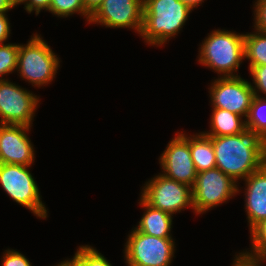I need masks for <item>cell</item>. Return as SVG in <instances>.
<instances>
[{
	"instance_id": "cell-5",
	"label": "cell",
	"mask_w": 266,
	"mask_h": 266,
	"mask_svg": "<svg viewBox=\"0 0 266 266\" xmlns=\"http://www.w3.org/2000/svg\"><path fill=\"white\" fill-rule=\"evenodd\" d=\"M29 167L0 163V185L13 201L32 211L36 217L46 219L48 213Z\"/></svg>"
},
{
	"instance_id": "cell-15",
	"label": "cell",
	"mask_w": 266,
	"mask_h": 266,
	"mask_svg": "<svg viewBox=\"0 0 266 266\" xmlns=\"http://www.w3.org/2000/svg\"><path fill=\"white\" fill-rule=\"evenodd\" d=\"M139 204L145 209V212L135 229L150 236L172 238L170 232L173 215L148 205L141 197Z\"/></svg>"
},
{
	"instance_id": "cell-8",
	"label": "cell",
	"mask_w": 266,
	"mask_h": 266,
	"mask_svg": "<svg viewBox=\"0 0 266 266\" xmlns=\"http://www.w3.org/2000/svg\"><path fill=\"white\" fill-rule=\"evenodd\" d=\"M141 198L150 206L174 215L189 206L194 210L192 187L159 173L145 183Z\"/></svg>"
},
{
	"instance_id": "cell-19",
	"label": "cell",
	"mask_w": 266,
	"mask_h": 266,
	"mask_svg": "<svg viewBox=\"0 0 266 266\" xmlns=\"http://www.w3.org/2000/svg\"><path fill=\"white\" fill-rule=\"evenodd\" d=\"M246 128L255 131L266 141V98L254 96L246 118Z\"/></svg>"
},
{
	"instance_id": "cell-4",
	"label": "cell",
	"mask_w": 266,
	"mask_h": 266,
	"mask_svg": "<svg viewBox=\"0 0 266 266\" xmlns=\"http://www.w3.org/2000/svg\"><path fill=\"white\" fill-rule=\"evenodd\" d=\"M37 33L25 45L19 44L17 73L32 86L41 87L50 84L55 78L60 58Z\"/></svg>"
},
{
	"instance_id": "cell-16",
	"label": "cell",
	"mask_w": 266,
	"mask_h": 266,
	"mask_svg": "<svg viewBox=\"0 0 266 266\" xmlns=\"http://www.w3.org/2000/svg\"><path fill=\"white\" fill-rule=\"evenodd\" d=\"M210 119L211 130L203 132L207 136H228L237 135L246 128V120L242 116L223 110L212 108Z\"/></svg>"
},
{
	"instance_id": "cell-31",
	"label": "cell",
	"mask_w": 266,
	"mask_h": 266,
	"mask_svg": "<svg viewBox=\"0 0 266 266\" xmlns=\"http://www.w3.org/2000/svg\"><path fill=\"white\" fill-rule=\"evenodd\" d=\"M17 6L15 0H0V13H6Z\"/></svg>"
},
{
	"instance_id": "cell-27",
	"label": "cell",
	"mask_w": 266,
	"mask_h": 266,
	"mask_svg": "<svg viewBox=\"0 0 266 266\" xmlns=\"http://www.w3.org/2000/svg\"><path fill=\"white\" fill-rule=\"evenodd\" d=\"M234 258L232 266H261L266 261V257L256 256L246 251L240 252Z\"/></svg>"
},
{
	"instance_id": "cell-9",
	"label": "cell",
	"mask_w": 266,
	"mask_h": 266,
	"mask_svg": "<svg viewBox=\"0 0 266 266\" xmlns=\"http://www.w3.org/2000/svg\"><path fill=\"white\" fill-rule=\"evenodd\" d=\"M39 96L10 82L0 80V124L33 126Z\"/></svg>"
},
{
	"instance_id": "cell-18",
	"label": "cell",
	"mask_w": 266,
	"mask_h": 266,
	"mask_svg": "<svg viewBox=\"0 0 266 266\" xmlns=\"http://www.w3.org/2000/svg\"><path fill=\"white\" fill-rule=\"evenodd\" d=\"M254 30L244 34V58L250 61L248 69L266 65V32Z\"/></svg>"
},
{
	"instance_id": "cell-28",
	"label": "cell",
	"mask_w": 266,
	"mask_h": 266,
	"mask_svg": "<svg viewBox=\"0 0 266 266\" xmlns=\"http://www.w3.org/2000/svg\"><path fill=\"white\" fill-rule=\"evenodd\" d=\"M52 0H19L17 5L24 4V9L27 13L35 11L36 16L40 13L41 10H49Z\"/></svg>"
},
{
	"instance_id": "cell-17",
	"label": "cell",
	"mask_w": 266,
	"mask_h": 266,
	"mask_svg": "<svg viewBox=\"0 0 266 266\" xmlns=\"http://www.w3.org/2000/svg\"><path fill=\"white\" fill-rule=\"evenodd\" d=\"M189 149L197 173L216 168L212 140L203 132L189 136Z\"/></svg>"
},
{
	"instance_id": "cell-2",
	"label": "cell",
	"mask_w": 266,
	"mask_h": 266,
	"mask_svg": "<svg viewBox=\"0 0 266 266\" xmlns=\"http://www.w3.org/2000/svg\"><path fill=\"white\" fill-rule=\"evenodd\" d=\"M192 10L179 0H143L140 36L152 46H162L182 30ZM176 35V36H175Z\"/></svg>"
},
{
	"instance_id": "cell-6",
	"label": "cell",
	"mask_w": 266,
	"mask_h": 266,
	"mask_svg": "<svg viewBox=\"0 0 266 266\" xmlns=\"http://www.w3.org/2000/svg\"><path fill=\"white\" fill-rule=\"evenodd\" d=\"M124 246L127 266H170L176 250L173 238L150 236L135 228Z\"/></svg>"
},
{
	"instance_id": "cell-11",
	"label": "cell",
	"mask_w": 266,
	"mask_h": 266,
	"mask_svg": "<svg viewBox=\"0 0 266 266\" xmlns=\"http://www.w3.org/2000/svg\"><path fill=\"white\" fill-rule=\"evenodd\" d=\"M161 174L169 179L193 187L197 171L189 149V136L182 131L167 144L159 158Z\"/></svg>"
},
{
	"instance_id": "cell-12",
	"label": "cell",
	"mask_w": 266,
	"mask_h": 266,
	"mask_svg": "<svg viewBox=\"0 0 266 266\" xmlns=\"http://www.w3.org/2000/svg\"><path fill=\"white\" fill-rule=\"evenodd\" d=\"M131 28L139 35L143 25V0H104L91 15L89 24Z\"/></svg>"
},
{
	"instance_id": "cell-33",
	"label": "cell",
	"mask_w": 266,
	"mask_h": 266,
	"mask_svg": "<svg viewBox=\"0 0 266 266\" xmlns=\"http://www.w3.org/2000/svg\"><path fill=\"white\" fill-rule=\"evenodd\" d=\"M56 266H77L71 259H65L64 261H61Z\"/></svg>"
},
{
	"instance_id": "cell-7",
	"label": "cell",
	"mask_w": 266,
	"mask_h": 266,
	"mask_svg": "<svg viewBox=\"0 0 266 266\" xmlns=\"http://www.w3.org/2000/svg\"><path fill=\"white\" fill-rule=\"evenodd\" d=\"M237 184L218 168L197 173L192 187L194 213L203 214L235 197L240 192Z\"/></svg>"
},
{
	"instance_id": "cell-21",
	"label": "cell",
	"mask_w": 266,
	"mask_h": 266,
	"mask_svg": "<svg viewBox=\"0 0 266 266\" xmlns=\"http://www.w3.org/2000/svg\"><path fill=\"white\" fill-rule=\"evenodd\" d=\"M77 266H112L110 262L92 246H79L71 259Z\"/></svg>"
},
{
	"instance_id": "cell-32",
	"label": "cell",
	"mask_w": 266,
	"mask_h": 266,
	"mask_svg": "<svg viewBox=\"0 0 266 266\" xmlns=\"http://www.w3.org/2000/svg\"><path fill=\"white\" fill-rule=\"evenodd\" d=\"M179 1L187 5L191 10H194L199 5H201L202 2H204V0H179Z\"/></svg>"
},
{
	"instance_id": "cell-3",
	"label": "cell",
	"mask_w": 266,
	"mask_h": 266,
	"mask_svg": "<svg viewBox=\"0 0 266 266\" xmlns=\"http://www.w3.org/2000/svg\"><path fill=\"white\" fill-rule=\"evenodd\" d=\"M199 47L198 62L214 70L219 77H236L244 58V34L216 29ZM235 75H234V74Z\"/></svg>"
},
{
	"instance_id": "cell-22",
	"label": "cell",
	"mask_w": 266,
	"mask_h": 266,
	"mask_svg": "<svg viewBox=\"0 0 266 266\" xmlns=\"http://www.w3.org/2000/svg\"><path fill=\"white\" fill-rule=\"evenodd\" d=\"M18 54L19 44H0V80H5L4 75L17 70Z\"/></svg>"
},
{
	"instance_id": "cell-10",
	"label": "cell",
	"mask_w": 266,
	"mask_h": 266,
	"mask_svg": "<svg viewBox=\"0 0 266 266\" xmlns=\"http://www.w3.org/2000/svg\"><path fill=\"white\" fill-rule=\"evenodd\" d=\"M208 89H210L212 108H220L236 113L246 120L255 96L251 82L240 76H218Z\"/></svg>"
},
{
	"instance_id": "cell-29",
	"label": "cell",
	"mask_w": 266,
	"mask_h": 266,
	"mask_svg": "<svg viewBox=\"0 0 266 266\" xmlns=\"http://www.w3.org/2000/svg\"><path fill=\"white\" fill-rule=\"evenodd\" d=\"M10 23L6 13H0V44L7 41L10 36Z\"/></svg>"
},
{
	"instance_id": "cell-30",
	"label": "cell",
	"mask_w": 266,
	"mask_h": 266,
	"mask_svg": "<svg viewBox=\"0 0 266 266\" xmlns=\"http://www.w3.org/2000/svg\"><path fill=\"white\" fill-rule=\"evenodd\" d=\"M104 0H83L85 10L92 15Z\"/></svg>"
},
{
	"instance_id": "cell-26",
	"label": "cell",
	"mask_w": 266,
	"mask_h": 266,
	"mask_svg": "<svg viewBox=\"0 0 266 266\" xmlns=\"http://www.w3.org/2000/svg\"><path fill=\"white\" fill-rule=\"evenodd\" d=\"M254 7V28L266 32V0H256Z\"/></svg>"
},
{
	"instance_id": "cell-1",
	"label": "cell",
	"mask_w": 266,
	"mask_h": 266,
	"mask_svg": "<svg viewBox=\"0 0 266 266\" xmlns=\"http://www.w3.org/2000/svg\"><path fill=\"white\" fill-rule=\"evenodd\" d=\"M209 137L216 168L236 182L246 179L266 163V141L253 130L245 128L237 135Z\"/></svg>"
},
{
	"instance_id": "cell-23",
	"label": "cell",
	"mask_w": 266,
	"mask_h": 266,
	"mask_svg": "<svg viewBox=\"0 0 266 266\" xmlns=\"http://www.w3.org/2000/svg\"><path fill=\"white\" fill-rule=\"evenodd\" d=\"M250 236L251 250H246V252L266 257V219L250 230Z\"/></svg>"
},
{
	"instance_id": "cell-14",
	"label": "cell",
	"mask_w": 266,
	"mask_h": 266,
	"mask_svg": "<svg viewBox=\"0 0 266 266\" xmlns=\"http://www.w3.org/2000/svg\"><path fill=\"white\" fill-rule=\"evenodd\" d=\"M245 181V212L251 230L266 219V163Z\"/></svg>"
},
{
	"instance_id": "cell-13",
	"label": "cell",
	"mask_w": 266,
	"mask_h": 266,
	"mask_svg": "<svg viewBox=\"0 0 266 266\" xmlns=\"http://www.w3.org/2000/svg\"><path fill=\"white\" fill-rule=\"evenodd\" d=\"M26 125L0 124V163L32 166L34 163V145L27 132Z\"/></svg>"
},
{
	"instance_id": "cell-24",
	"label": "cell",
	"mask_w": 266,
	"mask_h": 266,
	"mask_svg": "<svg viewBox=\"0 0 266 266\" xmlns=\"http://www.w3.org/2000/svg\"><path fill=\"white\" fill-rule=\"evenodd\" d=\"M249 71L252 77L251 80H253L252 83L255 85L251 84L254 95L261 97L260 93H263L266 96V65L252 66Z\"/></svg>"
},
{
	"instance_id": "cell-25",
	"label": "cell",
	"mask_w": 266,
	"mask_h": 266,
	"mask_svg": "<svg viewBox=\"0 0 266 266\" xmlns=\"http://www.w3.org/2000/svg\"><path fill=\"white\" fill-rule=\"evenodd\" d=\"M3 254L1 266H32L31 262L19 251L7 249Z\"/></svg>"
},
{
	"instance_id": "cell-20",
	"label": "cell",
	"mask_w": 266,
	"mask_h": 266,
	"mask_svg": "<svg viewBox=\"0 0 266 266\" xmlns=\"http://www.w3.org/2000/svg\"><path fill=\"white\" fill-rule=\"evenodd\" d=\"M48 11L63 18L78 13L86 17L88 24L91 17L85 10L83 0H52Z\"/></svg>"
}]
</instances>
